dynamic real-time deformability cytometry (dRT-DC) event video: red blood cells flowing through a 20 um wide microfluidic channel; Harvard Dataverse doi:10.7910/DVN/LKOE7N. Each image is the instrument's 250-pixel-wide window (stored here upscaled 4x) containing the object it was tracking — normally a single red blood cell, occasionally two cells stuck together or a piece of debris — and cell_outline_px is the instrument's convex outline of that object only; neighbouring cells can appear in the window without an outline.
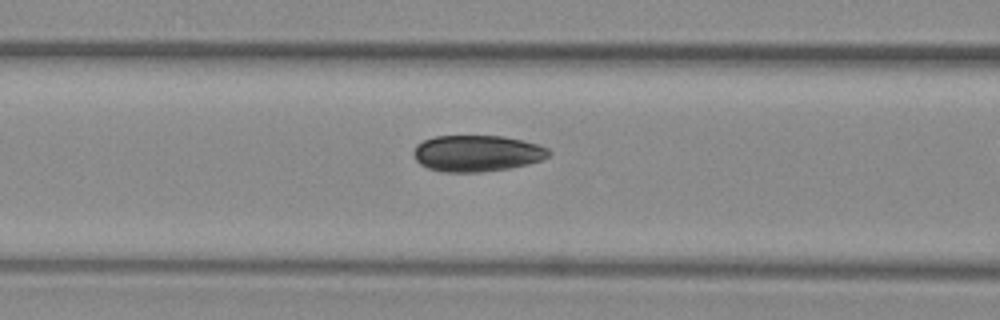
{"species": "common noctule bat (a hibernating species)", "species_latin": "Nyctalus noctula", "temperature_condition": "warm", "stored_images_in_passage": 11, "camera_frame_rate_fps": 3000, "um_per_image_px": 0.085, "animal": {"sex": "female", "body_mass_g": 29.2, "forearm_length_mm": 56.3}, "frame": {"image": 1, "passage_image": 10, "time_ms": 3.0, "image_size_px": [1000, 320], "cell_outline_px": [[552, 152], [548, 156], [540, 160], [528, 164], [508, 168], [480, 172], [440, 172], [428, 168], [420, 164], [416, 160], [412, 152], [416, 144], [424, 140], [436, 136], [500, 136], [520, 140], [536, 144], [548, 148]], "centroid_in_image_um": [40.5, 13.04], "position_along_channel_um": 126.1, "area_um2": 28.55}}